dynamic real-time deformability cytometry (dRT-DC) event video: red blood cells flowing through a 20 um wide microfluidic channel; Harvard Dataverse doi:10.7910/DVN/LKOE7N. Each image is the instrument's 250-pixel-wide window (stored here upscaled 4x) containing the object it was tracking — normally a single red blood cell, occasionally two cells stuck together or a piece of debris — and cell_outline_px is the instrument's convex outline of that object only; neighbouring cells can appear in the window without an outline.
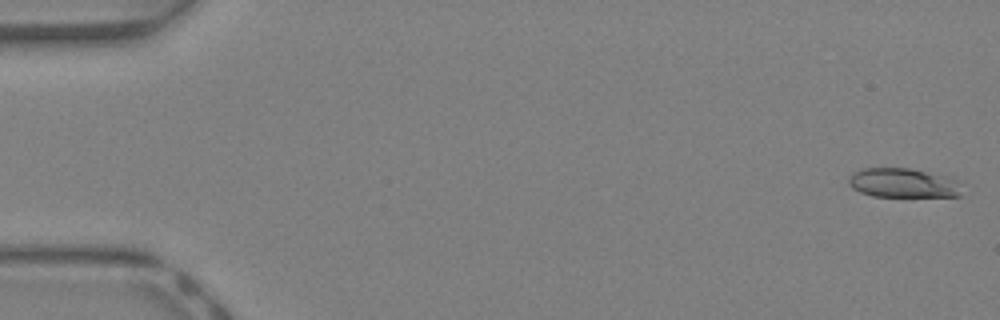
{"species": "Egyptian fruit bat (a non-hibernating species)", "species_latin": "Rousettus aegyptiacus", "temperature_condition": "warm", "stored_images_in_passage": 10, "camera_frame_rate_fps": 3000, "um_per_image_px": 0.085, "animal": {"sex": "female"}, "frame": {"image": 1, "passage_image": 1, "time_ms": 0.0, "image_size_px": [1000, 320], "cell_outline_px": [[960, 196], [872, 196], [860, 192], [852, 188], [848, 184], [848, 176], [852, 172], [860, 168], [908, 168], [952, 176], [960, 180]], "centroid_in_image_um": [76.76, 15.53], "position_along_channel_um": 8.2, "area_um2": 19.71}}